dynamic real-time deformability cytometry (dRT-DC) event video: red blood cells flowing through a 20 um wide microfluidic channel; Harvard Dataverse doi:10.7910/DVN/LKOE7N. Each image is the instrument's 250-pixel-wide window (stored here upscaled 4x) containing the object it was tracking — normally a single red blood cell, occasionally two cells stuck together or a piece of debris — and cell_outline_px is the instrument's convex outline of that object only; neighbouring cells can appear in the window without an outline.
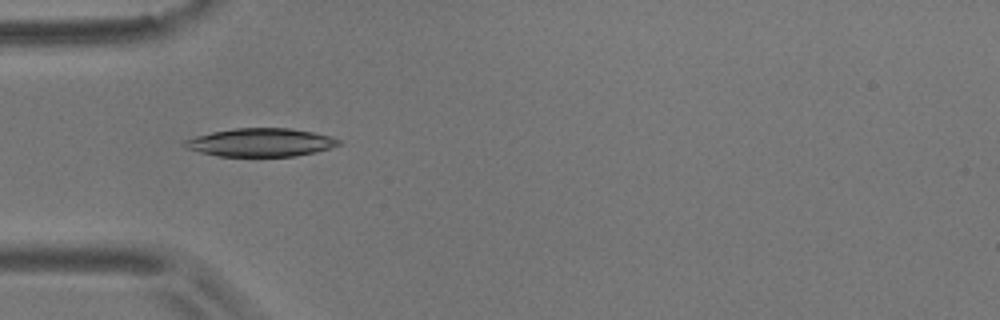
{"species": "common noctule bat (a hibernating species)", "species_latin": "Nyctalus noctula", "temperature_condition": "room temperature", "stored_images_in_passage": 56, "camera_frame_rate_fps": 3000, "um_per_image_px": 0.085, "animal": {"sex": "male", "body_mass_g": 17.9}, "frame": {"image": 1, "passage_image": 17, "time_ms": 5.333, "image_size_px": [1000, 320], "cell_outline_px": [[340, 144], [332, 148], [316, 152], [296, 156], [220, 156], [200, 152], [188, 148], [180, 144], [184, 140], [196, 136], [212, 132], [236, 128], [288, 128], [312, 132], [332, 136], [340, 140]], "centroid_in_image_um": [22.18, 12.11], "position_along_channel_um": 62.8, "area_um2": 25.32}}
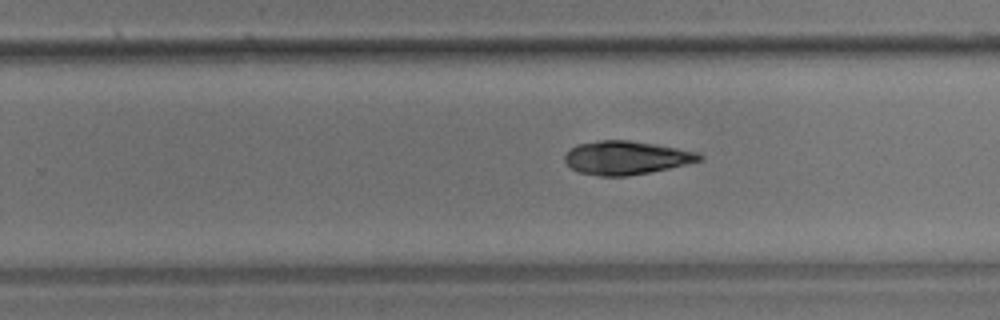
{"frame": {"image": 2, "passage_image": 35, "time_ms": 11.333, "image_size_px": [1000, 320], "cell_outline_px": [[704, 160], [668, 168], [648, 172], [624, 176], [600, 176], [576, 172], [564, 160], [564, 156], [576, 144], [600, 140], [628, 140], [700, 152], [704, 156]], "centroid_in_image_um": [53.23, 13.41], "position_along_channel_um": 276.6, "area_um2": 26.13}}
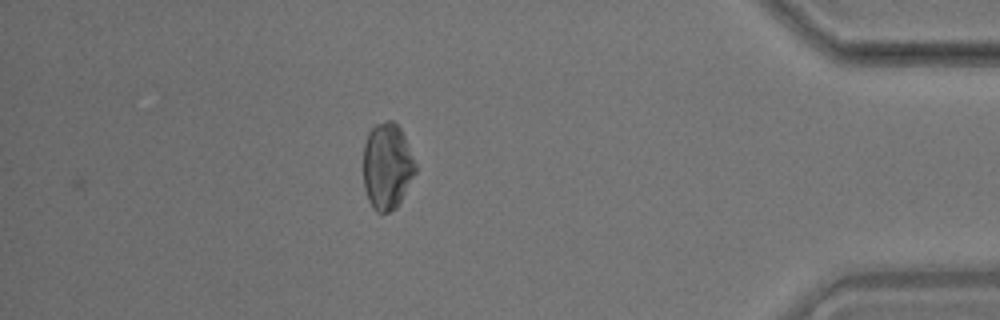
{"frame": {"image": 3, "passage_image": 49, "time_ms": 16.0, "image_size_px": [1000, 320], "cell_outline_px": [[416, 172], [396, 208], [388, 212], [376, 212], [372, 208], [368, 200], [364, 188], [364, 144], [368, 132], [376, 124], [388, 120], [392, 120], [400, 128], [404, 136], [416, 164]], "centroid_in_image_um": [32.89, 14.14], "position_along_channel_um": 402.3, "area_um2": 26.13}, "authors_computed_cell_mechanics": {"area_um2": 26.1256, "velocity_mm_per_s": 3.5785, "shape_relaxation_time_tau1_ms": 5.8856, "shape_relaxation_time_tau2_ms": null, "deformation_change_tau1": 0.1299, "deformation_change_tau2": null}}